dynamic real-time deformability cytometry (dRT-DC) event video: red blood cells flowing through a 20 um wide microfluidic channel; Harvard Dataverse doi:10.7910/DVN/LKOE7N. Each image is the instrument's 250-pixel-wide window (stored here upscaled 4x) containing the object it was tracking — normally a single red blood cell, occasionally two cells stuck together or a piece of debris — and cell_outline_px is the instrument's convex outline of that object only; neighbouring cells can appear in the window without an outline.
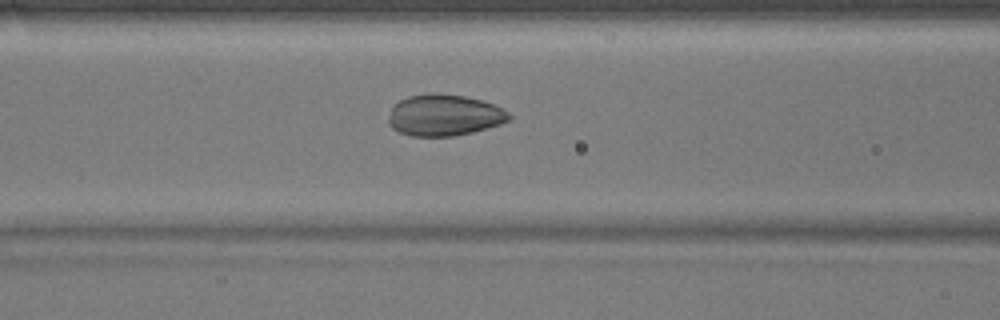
{"species": "common noctule bat (a hibernating species)", "species_latin": "Nyctalus noctula", "temperature_condition": "warm", "stored_images_in_passage": 52, "camera_frame_rate_fps": 3000, "um_per_image_px": 0.085, "animal": {"sex": "male", "body_mass_g": 17.9}, "frame": {"image": 1, "passage_image": 21, "time_ms": 6.667, "image_size_px": [1000, 320], "cell_outline_px": [[512, 116], [508, 120], [500, 124], [472, 132], [452, 136], [412, 136], [400, 132], [392, 128], [388, 124], [388, 116], [392, 104], [408, 96], [432, 92], [436, 92], [464, 96], [496, 104], [508, 112]], "centroid_in_image_um": [37.73, 9.77], "position_along_channel_um": 128.9, "area_um2": 29.3}}
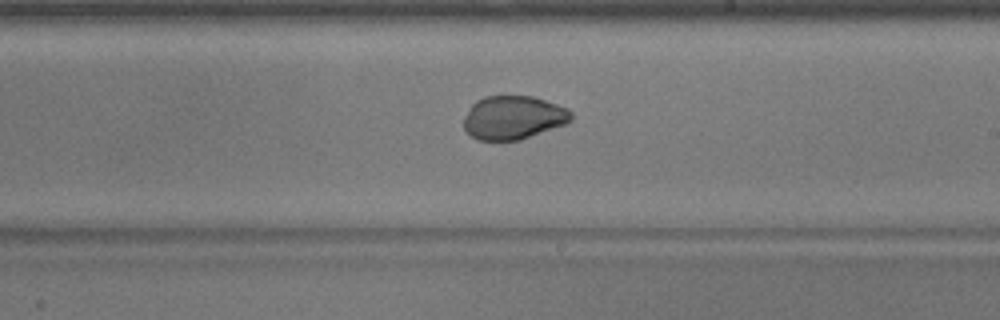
{"frame": {"image": 2, "passage_image": 30, "time_ms": 9.667, "image_size_px": [1000, 320], "cell_outline_px": [[572, 120], [568, 124], [520, 140], [476, 140], [464, 128], [464, 116], [472, 104], [476, 100], [484, 96], [532, 96], [568, 108], [572, 112]], "centroid_in_image_um": [43.65, 10.0], "position_along_channel_um": 245.3, "area_um2": 27.46}}
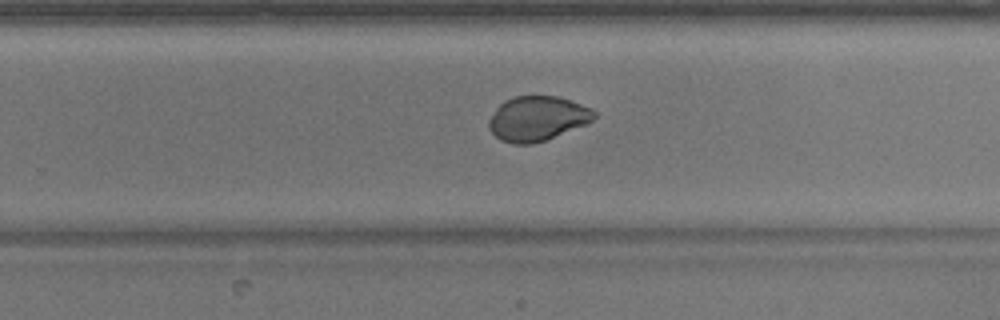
{"frame": {"image": 3, "passage_image": 33, "time_ms": 10.667, "image_size_px": [1000, 320], "cell_outline_px": [[596, 116], [588, 124], [544, 140], [532, 144], [512, 144], [500, 140], [488, 128], [488, 120], [496, 108], [504, 100], [512, 96], [556, 96], [592, 108], [596, 112]], "centroid_in_image_um": [45.65, 10.07], "position_along_channel_um": 284.1, "area_um2": 27.46}}